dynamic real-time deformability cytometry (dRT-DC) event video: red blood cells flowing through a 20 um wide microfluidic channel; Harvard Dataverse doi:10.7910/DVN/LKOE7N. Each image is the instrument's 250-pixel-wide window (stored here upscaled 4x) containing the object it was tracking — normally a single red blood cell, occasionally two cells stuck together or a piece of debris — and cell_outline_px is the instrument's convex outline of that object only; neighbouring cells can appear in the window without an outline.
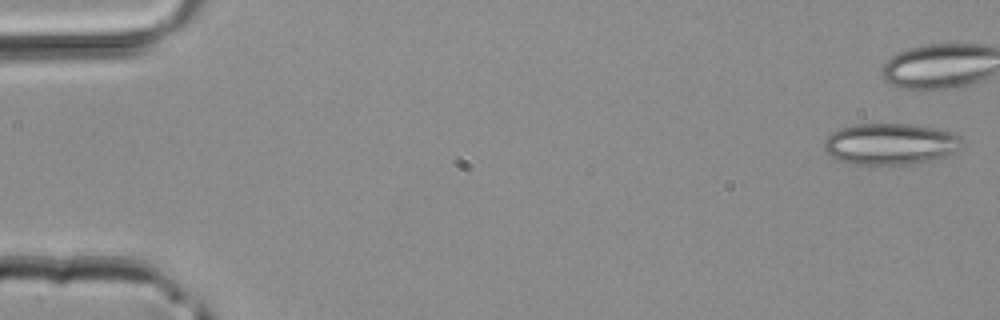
{"species": "common noctule bat (a hibernating species)", "species_latin": "Nyctalus noctula", "temperature_condition": "room temperature", "stored_images_in_passage": 9, "camera_frame_rate_fps": 3000, "um_per_image_px": 0.085, "animal": {"sex": "male", "body_mass_g": 20.4}, "frame": {"image": 1, "passage_image": 1, "time_ms": 0.0, "image_size_px": [1000, 320], "cell_outline_px": [[964, 144], [952, 152], [944, 156], [928, 160], [908, 164], [852, 164], [840, 160], [832, 156], [824, 148], [824, 140], [832, 132], [840, 128], [856, 124], [908, 124], [936, 128], [952, 132], [960, 136]], "centroid_in_image_um": [75.67, 12.22], "position_along_channel_um": 9.3, "area_um2": 32.89}}